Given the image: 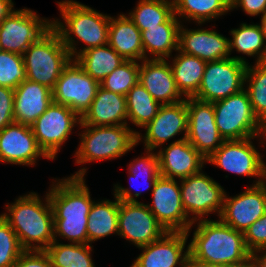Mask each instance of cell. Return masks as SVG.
<instances>
[{"label": "cell", "instance_id": "1", "mask_svg": "<svg viewBox=\"0 0 266 267\" xmlns=\"http://www.w3.org/2000/svg\"><path fill=\"white\" fill-rule=\"evenodd\" d=\"M80 168L68 177L52 179L48 196L54 216V240L88 244L87 223L92 200L85 175ZM85 178V179H84Z\"/></svg>", "mask_w": 266, "mask_h": 267}, {"label": "cell", "instance_id": "2", "mask_svg": "<svg viewBox=\"0 0 266 267\" xmlns=\"http://www.w3.org/2000/svg\"><path fill=\"white\" fill-rule=\"evenodd\" d=\"M196 224L197 227L188 244L190 260L225 267L250 265L251 252L245 244L242 232L224 224L218 218L193 222L187 234Z\"/></svg>", "mask_w": 266, "mask_h": 267}, {"label": "cell", "instance_id": "3", "mask_svg": "<svg viewBox=\"0 0 266 267\" xmlns=\"http://www.w3.org/2000/svg\"><path fill=\"white\" fill-rule=\"evenodd\" d=\"M56 3L62 21L52 18V27L59 33L72 60L90 48L108 44L111 16L76 0H62ZM79 40L85 45L81 49L77 48Z\"/></svg>", "mask_w": 266, "mask_h": 267}, {"label": "cell", "instance_id": "4", "mask_svg": "<svg viewBox=\"0 0 266 267\" xmlns=\"http://www.w3.org/2000/svg\"><path fill=\"white\" fill-rule=\"evenodd\" d=\"M41 199L36 192L18 196L5 205L1 215L17 235L23 250H46L54 241V216L48 192Z\"/></svg>", "mask_w": 266, "mask_h": 267}, {"label": "cell", "instance_id": "5", "mask_svg": "<svg viewBox=\"0 0 266 267\" xmlns=\"http://www.w3.org/2000/svg\"><path fill=\"white\" fill-rule=\"evenodd\" d=\"M80 144L75 163L86 165L95 161L113 160L130 152L137 145V133L129 125L89 126L80 123Z\"/></svg>", "mask_w": 266, "mask_h": 267}, {"label": "cell", "instance_id": "6", "mask_svg": "<svg viewBox=\"0 0 266 267\" xmlns=\"http://www.w3.org/2000/svg\"><path fill=\"white\" fill-rule=\"evenodd\" d=\"M26 79L54 89L63 69L72 60L59 33L51 27L22 54Z\"/></svg>", "mask_w": 266, "mask_h": 267}, {"label": "cell", "instance_id": "7", "mask_svg": "<svg viewBox=\"0 0 266 267\" xmlns=\"http://www.w3.org/2000/svg\"><path fill=\"white\" fill-rule=\"evenodd\" d=\"M213 104L215 123L224 140L260 136L262 123L254 115L245 89Z\"/></svg>", "mask_w": 266, "mask_h": 267}, {"label": "cell", "instance_id": "8", "mask_svg": "<svg viewBox=\"0 0 266 267\" xmlns=\"http://www.w3.org/2000/svg\"><path fill=\"white\" fill-rule=\"evenodd\" d=\"M243 56L207 62L198 92L193 98L216 102L244 89L245 73L249 62Z\"/></svg>", "mask_w": 266, "mask_h": 267}, {"label": "cell", "instance_id": "9", "mask_svg": "<svg viewBox=\"0 0 266 267\" xmlns=\"http://www.w3.org/2000/svg\"><path fill=\"white\" fill-rule=\"evenodd\" d=\"M179 182L182 206L192 222L208 220L212 213L219 218L226 191L218 182L203 171Z\"/></svg>", "mask_w": 266, "mask_h": 267}, {"label": "cell", "instance_id": "10", "mask_svg": "<svg viewBox=\"0 0 266 267\" xmlns=\"http://www.w3.org/2000/svg\"><path fill=\"white\" fill-rule=\"evenodd\" d=\"M81 117L68 106L52 102L31 125L39 147L51 159L57 158L73 128L80 126Z\"/></svg>", "mask_w": 266, "mask_h": 267}, {"label": "cell", "instance_id": "11", "mask_svg": "<svg viewBox=\"0 0 266 267\" xmlns=\"http://www.w3.org/2000/svg\"><path fill=\"white\" fill-rule=\"evenodd\" d=\"M52 27V18L40 17L30 8L15 9L0 24V50L22 55Z\"/></svg>", "mask_w": 266, "mask_h": 267}, {"label": "cell", "instance_id": "12", "mask_svg": "<svg viewBox=\"0 0 266 267\" xmlns=\"http://www.w3.org/2000/svg\"><path fill=\"white\" fill-rule=\"evenodd\" d=\"M259 136L225 140L207 159L206 164L222 168L239 176L255 177L252 186L261 184L264 158L253 141ZM253 140V141H252Z\"/></svg>", "mask_w": 266, "mask_h": 267}, {"label": "cell", "instance_id": "13", "mask_svg": "<svg viewBox=\"0 0 266 267\" xmlns=\"http://www.w3.org/2000/svg\"><path fill=\"white\" fill-rule=\"evenodd\" d=\"M100 83L75 61L63 69L53 93V102L68 106L80 117L90 107Z\"/></svg>", "mask_w": 266, "mask_h": 267}, {"label": "cell", "instance_id": "14", "mask_svg": "<svg viewBox=\"0 0 266 267\" xmlns=\"http://www.w3.org/2000/svg\"><path fill=\"white\" fill-rule=\"evenodd\" d=\"M166 232L146 203L119 200L118 236L139 248L161 238Z\"/></svg>", "mask_w": 266, "mask_h": 267}, {"label": "cell", "instance_id": "15", "mask_svg": "<svg viewBox=\"0 0 266 267\" xmlns=\"http://www.w3.org/2000/svg\"><path fill=\"white\" fill-rule=\"evenodd\" d=\"M151 196L152 203L146 205L167 232L188 231L193 222L183 209L177 180L160 175Z\"/></svg>", "mask_w": 266, "mask_h": 267}, {"label": "cell", "instance_id": "16", "mask_svg": "<svg viewBox=\"0 0 266 267\" xmlns=\"http://www.w3.org/2000/svg\"><path fill=\"white\" fill-rule=\"evenodd\" d=\"M145 133H137V145L142 142L144 149L158 150L170 139L180 134L187 137L188 109L186 99L174 104L161 105L157 115L145 127ZM178 134V135H177Z\"/></svg>", "mask_w": 266, "mask_h": 267}, {"label": "cell", "instance_id": "17", "mask_svg": "<svg viewBox=\"0 0 266 267\" xmlns=\"http://www.w3.org/2000/svg\"><path fill=\"white\" fill-rule=\"evenodd\" d=\"M188 133L186 139L207 159L225 141L215 123L214 104L186 98Z\"/></svg>", "mask_w": 266, "mask_h": 267}, {"label": "cell", "instance_id": "18", "mask_svg": "<svg viewBox=\"0 0 266 267\" xmlns=\"http://www.w3.org/2000/svg\"><path fill=\"white\" fill-rule=\"evenodd\" d=\"M266 213V191L262 184L250 185L235 196H224L219 219L242 233Z\"/></svg>", "mask_w": 266, "mask_h": 267}, {"label": "cell", "instance_id": "19", "mask_svg": "<svg viewBox=\"0 0 266 267\" xmlns=\"http://www.w3.org/2000/svg\"><path fill=\"white\" fill-rule=\"evenodd\" d=\"M189 236L187 232H166L154 242L139 247L142 253L130 267H186L189 259V245L186 247V243Z\"/></svg>", "mask_w": 266, "mask_h": 267}, {"label": "cell", "instance_id": "20", "mask_svg": "<svg viewBox=\"0 0 266 267\" xmlns=\"http://www.w3.org/2000/svg\"><path fill=\"white\" fill-rule=\"evenodd\" d=\"M41 157L51 160L39 147L31 126L14 122L0 131L1 163L34 166Z\"/></svg>", "mask_w": 266, "mask_h": 267}, {"label": "cell", "instance_id": "21", "mask_svg": "<svg viewBox=\"0 0 266 267\" xmlns=\"http://www.w3.org/2000/svg\"><path fill=\"white\" fill-rule=\"evenodd\" d=\"M164 147L156 151L159 173L163 177L182 180L198 174L206 165V159L186 137L182 136Z\"/></svg>", "mask_w": 266, "mask_h": 267}, {"label": "cell", "instance_id": "22", "mask_svg": "<svg viewBox=\"0 0 266 267\" xmlns=\"http://www.w3.org/2000/svg\"><path fill=\"white\" fill-rule=\"evenodd\" d=\"M182 23L179 29L178 50L196 56L205 62L231 57L230 38L215 29H188Z\"/></svg>", "mask_w": 266, "mask_h": 267}, {"label": "cell", "instance_id": "23", "mask_svg": "<svg viewBox=\"0 0 266 267\" xmlns=\"http://www.w3.org/2000/svg\"><path fill=\"white\" fill-rule=\"evenodd\" d=\"M139 83L161 105L185 100L174 79L169 60L145 59L140 62Z\"/></svg>", "mask_w": 266, "mask_h": 267}, {"label": "cell", "instance_id": "24", "mask_svg": "<svg viewBox=\"0 0 266 267\" xmlns=\"http://www.w3.org/2000/svg\"><path fill=\"white\" fill-rule=\"evenodd\" d=\"M53 102L52 89L24 80L14 90V121L31 126Z\"/></svg>", "mask_w": 266, "mask_h": 267}, {"label": "cell", "instance_id": "25", "mask_svg": "<svg viewBox=\"0 0 266 267\" xmlns=\"http://www.w3.org/2000/svg\"><path fill=\"white\" fill-rule=\"evenodd\" d=\"M126 96L98 87L90 107L81 116V124L89 126L129 125Z\"/></svg>", "mask_w": 266, "mask_h": 267}, {"label": "cell", "instance_id": "26", "mask_svg": "<svg viewBox=\"0 0 266 267\" xmlns=\"http://www.w3.org/2000/svg\"><path fill=\"white\" fill-rule=\"evenodd\" d=\"M144 150V156L141 154L140 157L134 158L130 164H128V179L130 180L131 187L124 188L118 183L113 187V194L121 201L138 202L137 198L141 196L143 190L151 189L152 192L155 182L160 176L156 151ZM135 181L137 183L133 184ZM139 181H141L140 183L143 187H140L141 184L139 185ZM132 187L134 188L133 190L136 189L133 192L131 191Z\"/></svg>", "mask_w": 266, "mask_h": 267}, {"label": "cell", "instance_id": "27", "mask_svg": "<svg viewBox=\"0 0 266 267\" xmlns=\"http://www.w3.org/2000/svg\"><path fill=\"white\" fill-rule=\"evenodd\" d=\"M108 45L125 60H144L141 31L125 13L110 18Z\"/></svg>", "mask_w": 266, "mask_h": 267}, {"label": "cell", "instance_id": "28", "mask_svg": "<svg viewBox=\"0 0 266 267\" xmlns=\"http://www.w3.org/2000/svg\"><path fill=\"white\" fill-rule=\"evenodd\" d=\"M181 24L182 22L173 14L166 22L160 24V27L142 31L144 60H167V58H171L173 50L175 52L178 50Z\"/></svg>", "mask_w": 266, "mask_h": 267}, {"label": "cell", "instance_id": "29", "mask_svg": "<svg viewBox=\"0 0 266 267\" xmlns=\"http://www.w3.org/2000/svg\"><path fill=\"white\" fill-rule=\"evenodd\" d=\"M93 201L87 223L88 244L94 243L111 234L118 235L119 199Z\"/></svg>", "mask_w": 266, "mask_h": 267}, {"label": "cell", "instance_id": "30", "mask_svg": "<svg viewBox=\"0 0 266 267\" xmlns=\"http://www.w3.org/2000/svg\"><path fill=\"white\" fill-rule=\"evenodd\" d=\"M176 52L170 65L177 88L185 98L193 97L201 85L207 62L179 50Z\"/></svg>", "mask_w": 266, "mask_h": 267}, {"label": "cell", "instance_id": "31", "mask_svg": "<svg viewBox=\"0 0 266 267\" xmlns=\"http://www.w3.org/2000/svg\"><path fill=\"white\" fill-rule=\"evenodd\" d=\"M75 61L88 75L101 83L126 60L107 44L84 51Z\"/></svg>", "mask_w": 266, "mask_h": 267}, {"label": "cell", "instance_id": "32", "mask_svg": "<svg viewBox=\"0 0 266 267\" xmlns=\"http://www.w3.org/2000/svg\"><path fill=\"white\" fill-rule=\"evenodd\" d=\"M173 4L174 14L180 22L193 21L199 26L230 12L223 0H173Z\"/></svg>", "mask_w": 266, "mask_h": 267}, {"label": "cell", "instance_id": "33", "mask_svg": "<svg viewBox=\"0 0 266 267\" xmlns=\"http://www.w3.org/2000/svg\"><path fill=\"white\" fill-rule=\"evenodd\" d=\"M230 50L244 54L248 58L256 57L254 63L266 62V43L259 24L241 23L238 28L230 31Z\"/></svg>", "mask_w": 266, "mask_h": 267}, {"label": "cell", "instance_id": "34", "mask_svg": "<svg viewBox=\"0 0 266 267\" xmlns=\"http://www.w3.org/2000/svg\"><path fill=\"white\" fill-rule=\"evenodd\" d=\"M91 244L63 243L54 240L45 250L52 267H96Z\"/></svg>", "mask_w": 266, "mask_h": 267}, {"label": "cell", "instance_id": "35", "mask_svg": "<svg viewBox=\"0 0 266 267\" xmlns=\"http://www.w3.org/2000/svg\"><path fill=\"white\" fill-rule=\"evenodd\" d=\"M174 14L173 0H139L127 16L142 32L148 28L160 27Z\"/></svg>", "mask_w": 266, "mask_h": 267}, {"label": "cell", "instance_id": "36", "mask_svg": "<svg viewBox=\"0 0 266 267\" xmlns=\"http://www.w3.org/2000/svg\"><path fill=\"white\" fill-rule=\"evenodd\" d=\"M127 121L137 127H145L157 115L161 104L138 82L126 94Z\"/></svg>", "mask_w": 266, "mask_h": 267}, {"label": "cell", "instance_id": "37", "mask_svg": "<svg viewBox=\"0 0 266 267\" xmlns=\"http://www.w3.org/2000/svg\"><path fill=\"white\" fill-rule=\"evenodd\" d=\"M244 89L254 115L262 123L266 120V62L247 65Z\"/></svg>", "mask_w": 266, "mask_h": 267}, {"label": "cell", "instance_id": "38", "mask_svg": "<svg viewBox=\"0 0 266 267\" xmlns=\"http://www.w3.org/2000/svg\"><path fill=\"white\" fill-rule=\"evenodd\" d=\"M140 62L126 60L100 83L105 90L126 96L131 88L139 82Z\"/></svg>", "mask_w": 266, "mask_h": 267}, {"label": "cell", "instance_id": "39", "mask_svg": "<svg viewBox=\"0 0 266 267\" xmlns=\"http://www.w3.org/2000/svg\"><path fill=\"white\" fill-rule=\"evenodd\" d=\"M26 80L23 55L0 50V86L14 89Z\"/></svg>", "mask_w": 266, "mask_h": 267}, {"label": "cell", "instance_id": "40", "mask_svg": "<svg viewBox=\"0 0 266 267\" xmlns=\"http://www.w3.org/2000/svg\"><path fill=\"white\" fill-rule=\"evenodd\" d=\"M23 251L16 233L0 214V267H12Z\"/></svg>", "mask_w": 266, "mask_h": 267}, {"label": "cell", "instance_id": "41", "mask_svg": "<svg viewBox=\"0 0 266 267\" xmlns=\"http://www.w3.org/2000/svg\"><path fill=\"white\" fill-rule=\"evenodd\" d=\"M245 244L252 253L266 248V213L243 233Z\"/></svg>", "mask_w": 266, "mask_h": 267}, {"label": "cell", "instance_id": "42", "mask_svg": "<svg viewBox=\"0 0 266 267\" xmlns=\"http://www.w3.org/2000/svg\"><path fill=\"white\" fill-rule=\"evenodd\" d=\"M14 89L0 86V131L14 123Z\"/></svg>", "mask_w": 266, "mask_h": 267}, {"label": "cell", "instance_id": "43", "mask_svg": "<svg viewBox=\"0 0 266 267\" xmlns=\"http://www.w3.org/2000/svg\"><path fill=\"white\" fill-rule=\"evenodd\" d=\"M12 267H52L45 250H24Z\"/></svg>", "mask_w": 266, "mask_h": 267}, {"label": "cell", "instance_id": "44", "mask_svg": "<svg viewBox=\"0 0 266 267\" xmlns=\"http://www.w3.org/2000/svg\"><path fill=\"white\" fill-rule=\"evenodd\" d=\"M241 8L249 16H259L266 13V0H233L230 11Z\"/></svg>", "mask_w": 266, "mask_h": 267}, {"label": "cell", "instance_id": "45", "mask_svg": "<svg viewBox=\"0 0 266 267\" xmlns=\"http://www.w3.org/2000/svg\"><path fill=\"white\" fill-rule=\"evenodd\" d=\"M251 267H266V248L251 253Z\"/></svg>", "mask_w": 266, "mask_h": 267}, {"label": "cell", "instance_id": "46", "mask_svg": "<svg viewBox=\"0 0 266 267\" xmlns=\"http://www.w3.org/2000/svg\"><path fill=\"white\" fill-rule=\"evenodd\" d=\"M14 10V2L12 0H0V24Z\"/></svg>", "mask_w": 266, "mask_h": 267}, {"label": "cell", "instance_id": "47", "mask_svg": "<svg viewBox=\"0 0 266 267\" xmlns=\"http://www.w3.org/2000/svg\"><path fill=\"white\" fill-rule=\"evenodd\" d=\"M186 267H225V266L200 263L188 259Z\"/></svg>", "mask_w": 266, "mask_h": 267}, {"label": "cell", "instance_id": "48", "mask_svg": "<svg viewBox=\"0 0 266 267\" xmlns=\"http://www.w3.org/2000/svg\"><path fill=\"white\" fill-rule=\"evenodd\" d=\"M260 142L259 144L262 145L261 148L264 149V147L266 146V120L262 122V125H261V134L259 136V139H258Z\"/></svg>", "mask_w": 266, "mask_h": 267}, {"label": "cell", "instance_id": "49", "mask_svg": "<svg viewBox=\"0 0 266 267\" xmlns=\"http://www.w3.org/2000/svg\"><path fill=\"white\" fill-rule=\"evenodd\" d=\"M260 20H261V23H258V24H259V26L261 28V31L263 33L264 40H265V43H266V13L261 16Z\"/></svg>", "mask_w": 266, "mask_h": 267}, {"label": "cell", "instance_id": "50", "mask_svg": "<svg viewBox=\"0 0 266 267\" xmlns=\"http://www.w3.org/2000/svg\"><path fill=\"white\" fill-rule=\"evenodd\" d=\"M261 184L263 185L266 191V163L265 162L263 163Z\"/></svg>", "mask_w": 266, "mask_h": 267}, {"label": "cell", "instance_id": "51", "mask_svg": "<svg viewBox=\"0 0 266 267\" xmlns=\"http://www.w3.org/2000/svg\"><path fill=\"white\" fill-rule=\"evenodd\" d=\"M229 7L232 6L233 0H223Z\"/></svg>", "mask_w": 266, "mask_h": 267}]
</instances>
